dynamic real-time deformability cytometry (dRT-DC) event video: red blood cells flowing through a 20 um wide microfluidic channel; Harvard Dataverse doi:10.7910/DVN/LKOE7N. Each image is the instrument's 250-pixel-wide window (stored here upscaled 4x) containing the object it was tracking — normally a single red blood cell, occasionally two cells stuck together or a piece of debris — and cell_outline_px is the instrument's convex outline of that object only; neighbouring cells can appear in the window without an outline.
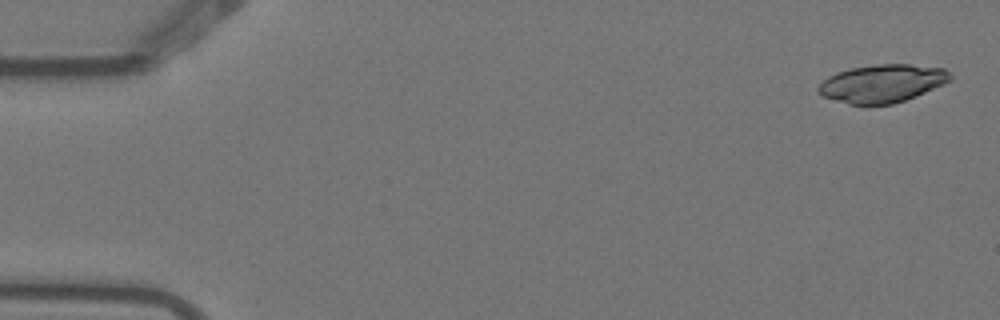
{"species": "Egyptian fruit bat (a non-hibernating species)", "species_latin": "Rousettus aegyptiacus", "temperature_condition": "warm", "stored_images_in_passage": 4, "camera_frame_rate_fps": 3000, "um_per_image_px": 0.085, "animal": {"sex": "female"}, "frame": {"image": 1, "passage_image": 1, "time_ms": 0.0, "image_size_px": [1000, 320], "cell_outline_px": [[952, 80], [916, 96], [892, 104], [848, 104], [820, 96], [816, 92], [816, 88], [828, 76], [836, 72], [852, 68], [876, 64], [912, 64], [944, 68], [952, 76]], "centroid_in_image_um": [74.96, 7.09], "position_along_channel_um": 10.0, "area_um2": 29.25}}
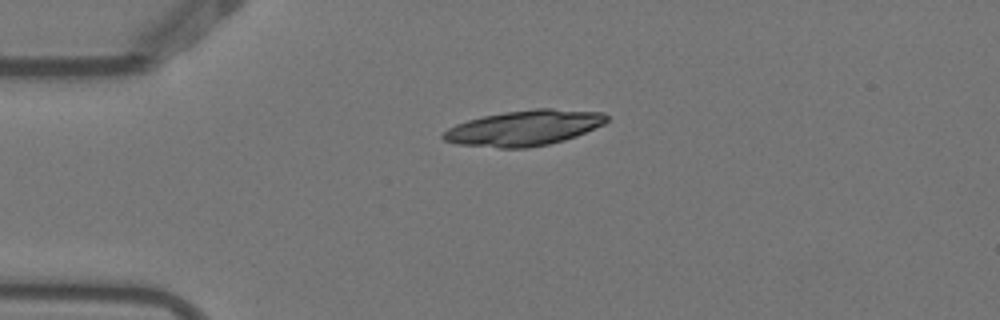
{"frame": {"image": 2, "passage_image": 4, "time_ms": 1.0, "image_size_px": [1000, 320], "cell_outline_px": [[608, 120], [604, 124], [576, 136], [564, 140], [548, 144], [528, 148], [500, 148], [456, 144], [444, 140], [440, 136], [448, 128], [456, 124], [468, 120], [484, 116], [504, 112], [536, 108], [552, 108], [604, 112], [608, 116]], "centroid_in_image_um": [44.56, 10.87], "position_along_channel_um": 40.4, "area_um2": 33.81}}